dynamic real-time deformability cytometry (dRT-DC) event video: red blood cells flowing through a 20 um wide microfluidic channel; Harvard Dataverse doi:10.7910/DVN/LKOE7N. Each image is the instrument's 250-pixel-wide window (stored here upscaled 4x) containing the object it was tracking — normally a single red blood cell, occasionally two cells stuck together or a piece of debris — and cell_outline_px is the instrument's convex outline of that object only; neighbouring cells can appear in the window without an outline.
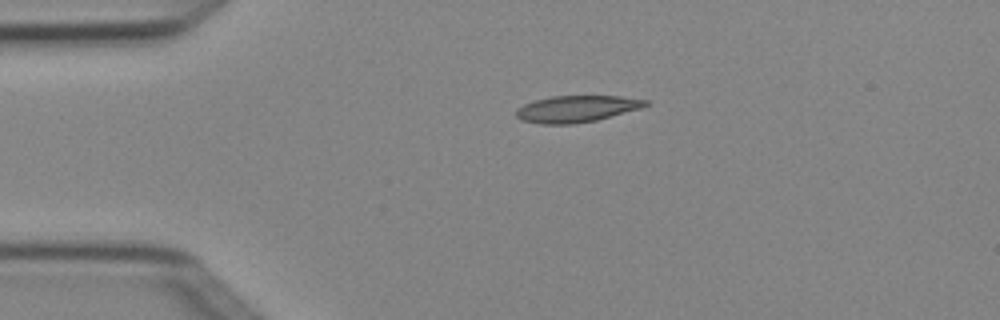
{"species": "Egyptian fruit bat (a non-hibernating species)", "species_latin": "Rousettus aegyptiacus", "temperature_condition": "cold", "stored_images_in_passage": 4, "camera_frame_rate_fps": 3000, "um_per_image_px": 0.085, "animal": {"sex": "female"}, "frame": {"image": 1, "passage_image": 3, "time_ms": 0.667, "image_size_px": [1000, 320], "cell_outline_px": [[648, 104], [644, 108], [596, 120], [572, 124], [540, 124], [520, 120], [516, 116], [516, 108], [524, 104], [536, 100], [552, 96], [620, 96], [648, 100]], "centroid_in_image_um": [49.02, 9.25], "position_along_channel_um": 36.0, "area_um2": 20.17}}